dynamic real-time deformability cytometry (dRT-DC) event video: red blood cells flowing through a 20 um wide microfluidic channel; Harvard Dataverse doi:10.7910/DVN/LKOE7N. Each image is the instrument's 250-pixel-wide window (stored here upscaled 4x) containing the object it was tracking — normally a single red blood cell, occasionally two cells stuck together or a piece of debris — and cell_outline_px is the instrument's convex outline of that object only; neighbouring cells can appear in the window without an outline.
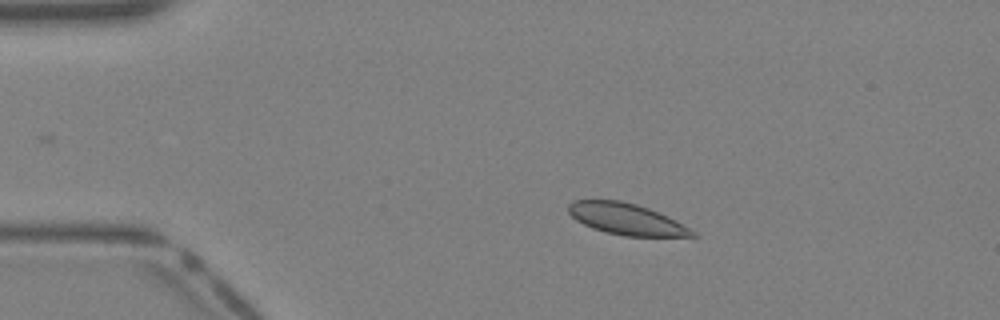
{"species": "Egyptian fruit bat (a non-hibernating species)", "species_latin": "Rousettus aegyptiacus", "temperature_condition": "warm", "stored_images_in_passage": 29, "camera_frame_rate_fps": 3000, "um_per_image_px": 0.085, "animal": {"sex": "female"}, "frame": {"image": 1, "passage_image": 2, "time_ms": 0.333, "image_size_px": [1000, 320], "cell_outline_px": [[696, 236], [624, 236], [604, 232], [592, 228], [576, 220], [568, 212], [568, 204], [572, 200], [620, 200], [636, 204], [648, 208], [668, 216], [676, 220], [696, 232]], "centroid_in_image_um": [53.21, 18.61], "position_along_channel_um": 31.8, "area_um2": 22.6}}
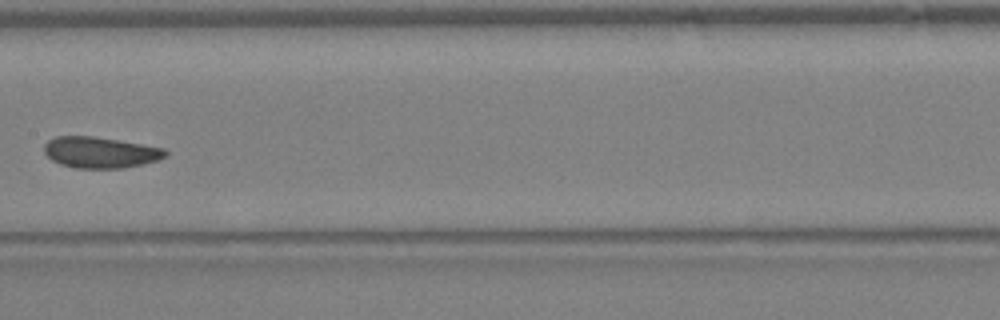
{"frame": {"image": 2, "passage_image": 15, "time_ms": 4.667, "image_size_px": [1000, 320], "cell_outline_px": [[168, 152], [164, 156], [156, 160], [124, 168], [76, 168], [60, 164], [52, 160], [44, 152], [44, 144], [48, 140], [56, 136], [92, 136], [164, 148]], "centroid_in_image_um": [8.47, 12.95], "position_along_channel_um": 198.9, "area_um2": 21.68}}
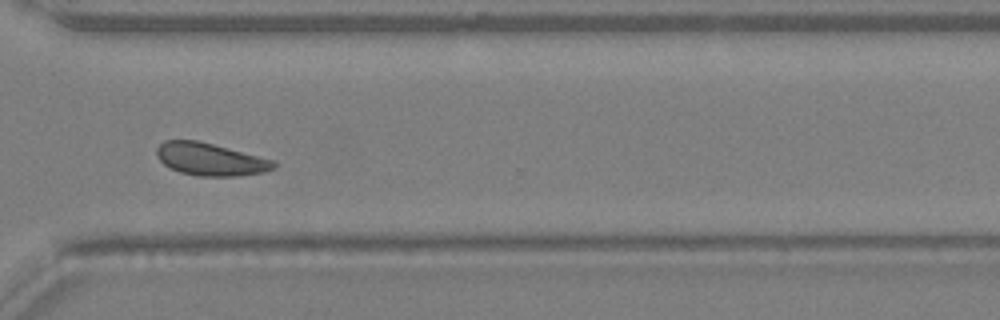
{"frame": {"image": 3, "passage_image": 24, "time_ms": 7.667, "image_size_px": [1000, 320], "cell_outline_px": [[276, 168], [264, 172], [236, 176], [200, 176], [180, 172], [164, 164], [156, 156], [156, 148], [164, 140], [196, 140], [276, 160]], "centroid_in_image_um": [17.9, 13.54], "position_along_channel_um": 352.7, "area_um2": 22.14}}